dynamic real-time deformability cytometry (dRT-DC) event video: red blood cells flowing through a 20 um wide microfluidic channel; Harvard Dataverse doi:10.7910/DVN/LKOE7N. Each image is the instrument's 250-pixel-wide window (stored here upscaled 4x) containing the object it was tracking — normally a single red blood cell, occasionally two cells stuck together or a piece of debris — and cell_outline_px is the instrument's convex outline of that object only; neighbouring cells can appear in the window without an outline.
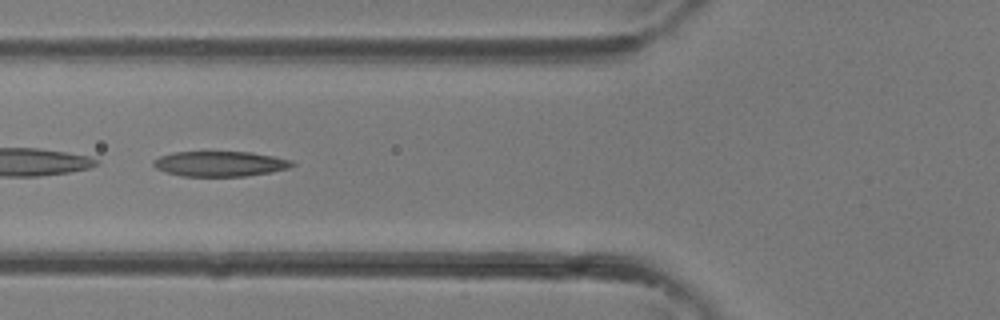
{"species": "common noctule bat (a hibernating species)", "species_latin": "Nyctalus noctula", "temperature_condition": "room temperature", "stored_images_in_passage": 32, "camera_frame_rate_fps": 3000, "um_per_image_px": 0.085, "animal": {"sex": "female"}, "frame": {"image": 1, "passage_image": 10, "time_ms": 3.0, "image_size_px": [1000, 320], "cell_outline_px": [[296, 164], [288, 168], [272, 172], [244, 176], [180, 176], [156, 168], [152, 164], [152, 160], [160, 156], [176, 152], [252, 152], [292, 160]], "centroid_in_image_um": [18.71, 13.92], "position_along_channel_um": 107.1, "area_um2": 20.29}}
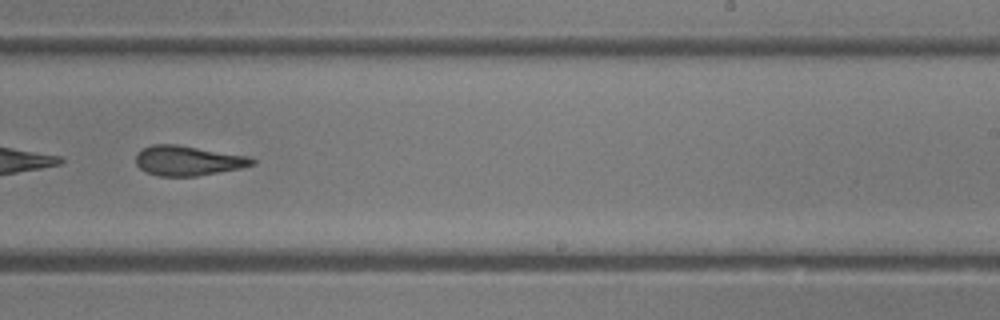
{"frame": {"image": 2, "passage_image": 19, "time_ms": 6.0, "image_size_px": [1000, 320], "cell_outline_px": [[256, 164], [240, 168], [196, 176], [160, 176], [148, 172], [140, 168], [136, 164], [136, 152], [140, 148], [152, 144], [176, 144], [248, 156], [256, 160]], "centroid_in_image_um": [15.95, 13.64], "position_along_channel_um": 273.1, "area_um2": 20.23}}